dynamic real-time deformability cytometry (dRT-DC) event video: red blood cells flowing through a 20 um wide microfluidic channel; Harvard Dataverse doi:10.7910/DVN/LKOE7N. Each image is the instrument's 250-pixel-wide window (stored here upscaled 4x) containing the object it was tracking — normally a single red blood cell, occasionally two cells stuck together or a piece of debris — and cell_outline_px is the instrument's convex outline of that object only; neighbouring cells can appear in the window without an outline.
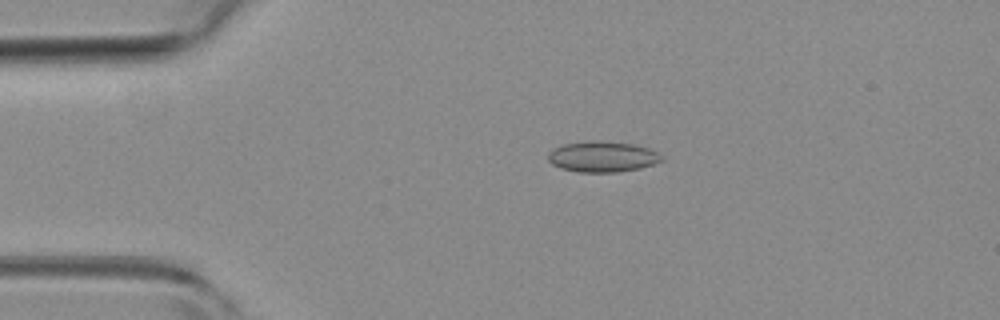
{"species": "common noctule bat (a hibernating species)", "species_latin": "Nyctalus noctula", "temperature_condition": "room temperature", "stored_images_in_passage": 48, "camera_frame_rate_fps": 3000, "um_per_image_px": 0.085, "animal": {"sex": "female", "body_mass_g": 19.3, "forearm_length_mm": 54.1}, "frame": {"image": 1, "passage_image": 7, "time_ms": 2.0, "image_size_px": [1000, 320], "cell_outline_px": [[664, 160], [640, 168], [616, 172], [576, 172], [560, 168], [552, 164], [548, 160], [548, 152], [552, 148], [564, 144], [592, 140], [596, 140], [636, 144], [648, 148], [664, 156]], "centroid_in_image_um": [51.19, 13.31], "position_along_channel_um": 33.8, "area_um2": 20.52}}
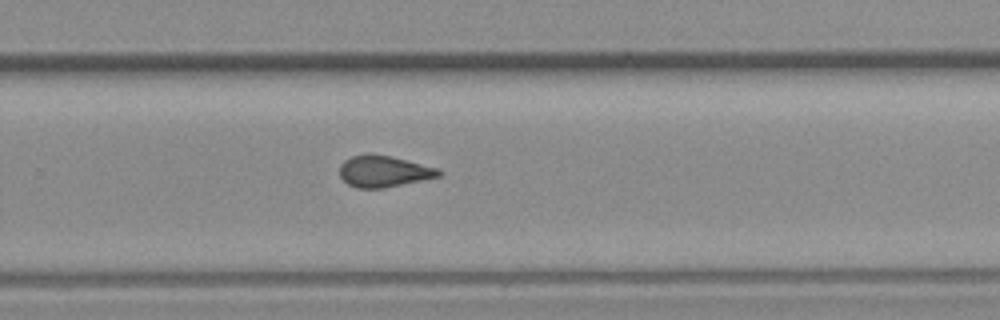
{"frame": {"image": 2, "passage_image": 30, "time_ms": 9.667, "image_size_px": [1000, 320], "cell_outline_px": [[444, 172], [440, 176], [384, 188], [356, 188], [348, 184], [340, 176], [340, 164], [344, 160], [352, 156], [388, 156], [440, 168]], "centroid_in_image_um": [32.65, 14.59], "position_along_channel_um": 297.2, "area_um2": 17.69}}
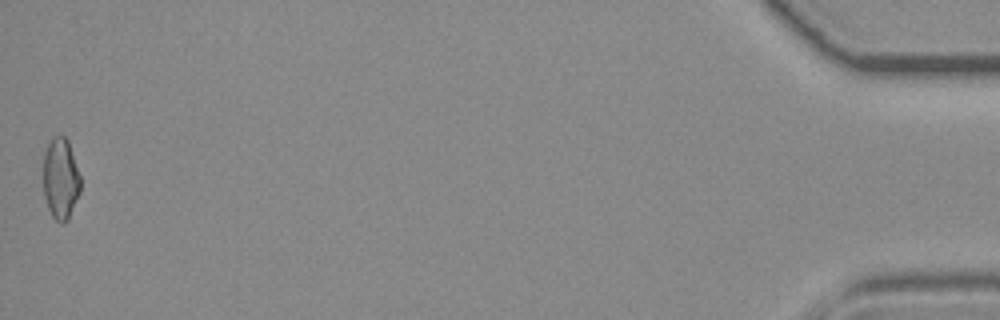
{"frame": {"image": 3, "passage_image": 48, "time_ms": 15.667, "image_size_px": [1000, 320], "cell_outline_px": [[80, 192], [68, 220], [64, 224], [60, 224], [52, 216], [48, 208], [44, 196], [44, 152], [52, 136], [64, 136], [68, 140], [80, 176]], "centroid_in_image_um": [5.15, 15.21], "position_along_channel_um": 430.0, "area_um2": 17.63}, "authors_computed_cell_mechanics": {"area_um2": 18.3226, "velocity_mm_per_s": 3.9509, "shape_relaxation_time_tau1_ms": null, "shape_relaxation_time_tau2_ms": 3.0772, "deformation_change_tau1": null, "deformation_change_tau2": 0.0873}}